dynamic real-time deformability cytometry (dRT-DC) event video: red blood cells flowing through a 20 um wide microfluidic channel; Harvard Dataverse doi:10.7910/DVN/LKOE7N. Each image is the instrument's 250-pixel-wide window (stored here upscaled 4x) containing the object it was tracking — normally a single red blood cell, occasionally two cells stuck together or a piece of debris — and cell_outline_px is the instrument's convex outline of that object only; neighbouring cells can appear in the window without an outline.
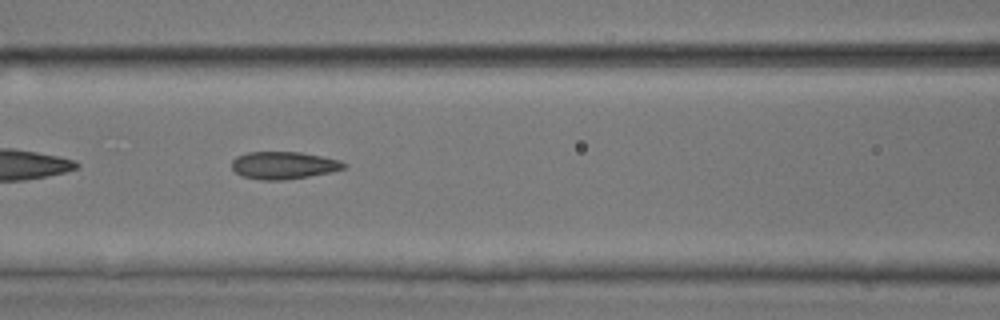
{"species": "common noctule bat (a hibernating species)", "species_latin": "Nyctalus noctula", "temperature_condition": "room temperature", "stored_images_in_passage": 52, "camera_frame_rate_fps": 3000, "um_per_image_px": 0.085, "animal": {"sex": "male", "body_mass_g": 17.9, "forearm_length_mm": 54.2}, "frame": {"image": 1, "passage_image": 23, "time_ms": 7.333, "image_size_px": [1000, 320], "cell_outline_px": [[348, 168], [332, 172], [284, 180], [260, 180], [244, 176], [236, 172], [232, 168], [232, 160], [236, 156], [248, 152], [300, 152], [340, 160], [348, 164]], "centroid_in_image_um": [24.15, 14.05], "position_along_channel_um": 142.5, "area_um2": 17.98}}
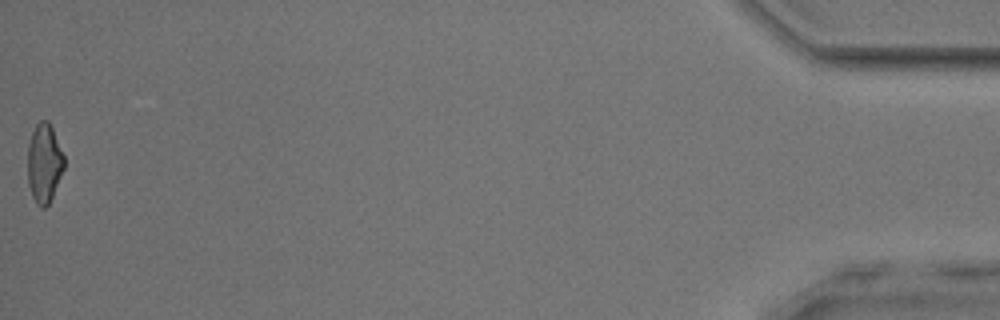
{"frame": {"image": 2, "passage_image": 52, "time_ms": 17.0, "image_size_px": [1000, 320], "cell_outline_px": [[64, 168], [52, 196], [48, 204], [44, 208], [40, 208], [36, 204], [32, 196], [28, 184], [28, 144], [32, 132], [36, 124], [40, 120], [48, 120], [52, 128], [64, 156]], "centroid_in_image_um": [3.74, 13.87], "position_along_channel_um": 431.5, "area_um2": 16.7}, "authors_computed_cell_mechanics": {"area_um2": 17.9469, "velocity_mm_per_s": 3.9969, "shape_relaxation_time_tau1_ms": 5.2441, "shape_relaxation_time_tau2_ms": 1.5996, "deformation_change_tau1": 0.1635, "deformation_change_tau2": 0.1071}}